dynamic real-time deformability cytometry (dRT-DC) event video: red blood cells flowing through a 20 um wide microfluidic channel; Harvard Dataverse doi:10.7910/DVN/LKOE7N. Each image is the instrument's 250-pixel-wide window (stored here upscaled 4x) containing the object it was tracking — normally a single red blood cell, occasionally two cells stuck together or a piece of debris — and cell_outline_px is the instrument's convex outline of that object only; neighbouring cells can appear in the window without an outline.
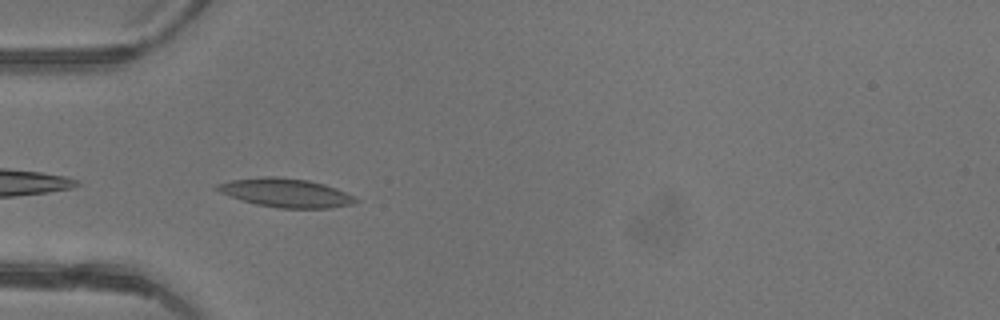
{"species": "common noctule bat (a hibernating species)", "species_latin": "Nyctalus noctula", "temperature_condition": "warm", "stored_images_in_passage": 33, "camera_frame_rate_fps": 3000, "um_per_image_px": 0.085, "animal": {"sex": "female"}, "frame": {"image": 1, "passage_image": 1, "time_ms": 0.0, "image_size_px": [1000, 320], "cell_outline_px": [[360, 200], [352, 204], [332, 208], [276, 208], [256, 204], [240, 200], [228, 196], [212, 188], [216, 184], [232, 180], [264, 176], [276, 176], [308, 180], [324, 184], [336, 188]], "centroid_in_image_um": [24.25, 16.39], "position_along_channel_um": 60.8, "area_um2": 23.29}}
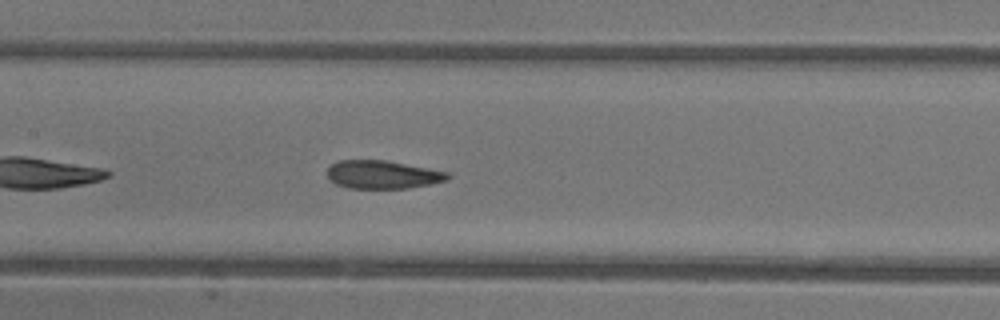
{"frame": {"image": 2, "passage_image": 9, "time_ms": 2.667, "image_size_px": [1000, 320], "cell_outline_px": [[452, 176], [448, 180], [408, 188], [348, 188], [336, 184], [328, 180], [328, 168], [336, 160], [388, 160], [448, 172]], "centroid_in_image_um": [32.51, 14.83], "position_along_channel_um": 174.9, "area_um2": 19.88}}
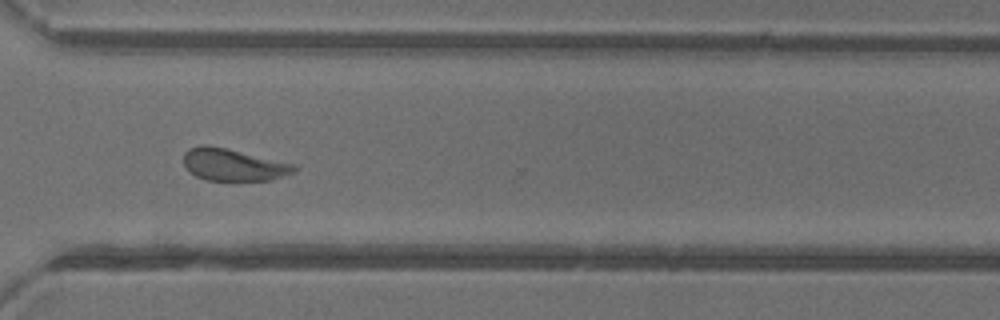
{"frame": {"image": 3, "passage_image": 21, "time_ms": 6.667, "image_size_px": [1000, 320], "cell_outline_px": [[296, 172], [272, 180], [208, 180], [196, 176], [184, 164], [184, 152], [188, 148], [200, 144], [208, 144], [296, 164]], "centroid_in_image_um": [19.85, 13.99], "position_along_channel_um": 350.7, "area_um2": 20.69}, "authors_computed_cell_mechanics": {"area_um2": 21.0392, "velocity_mm_per_s": 4.401, "shape_relaxation_time_tau1_ms": 5.0035, "shape_relaxation_time_tau2_ms": 1.5457, "deformation_change_tau1": 0.1264, "deformation_change_tau2": 0.0773}}